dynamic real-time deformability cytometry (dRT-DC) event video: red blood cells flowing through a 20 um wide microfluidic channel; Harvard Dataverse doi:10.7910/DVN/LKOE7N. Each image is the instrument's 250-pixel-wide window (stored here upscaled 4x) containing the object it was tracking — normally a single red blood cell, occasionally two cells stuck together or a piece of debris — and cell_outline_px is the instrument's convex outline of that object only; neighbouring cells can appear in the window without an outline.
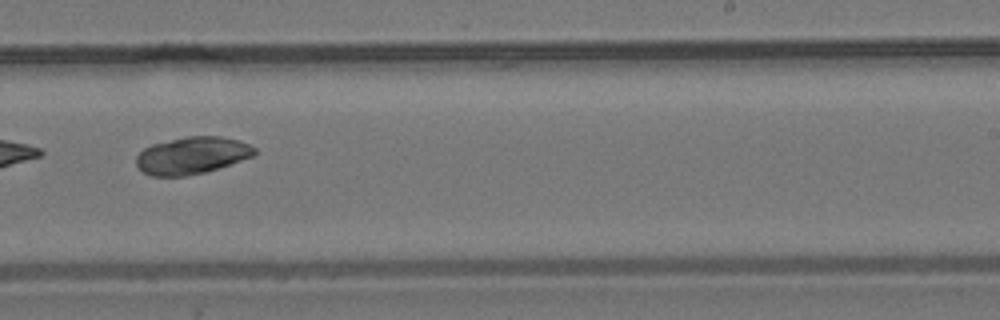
{"species": "common noctule bat (a hibernating species)", "species_latin": "Nyctalus noctula", "temperature_condition": "room temperature", "stored_images_in_passage": 14, "camera_frame_rate_fps": 3000, "um_per_image_px": 0.085, "animal": {"sex": "male", "body_mass_g": 19.2, "forearm_length_mm": 51.8}, "frame": {"image": 1, "passage_image": 8, "time_ms": 2.333, "image_size_px": [1000, 320], "cell_outline_px": [[256, 156], [204, 172], [184, 176], [152, 176], [144, 172], [136, 164], [136, 156], [144, 148], [152, 144], [188, 136], [220, 136], [236, 140], [248, 144], [256, 148]], "centroid_in_image_um": [16.33, 13.21], "position_along_channel_um": 272.7, "area_um2": 25.43}}
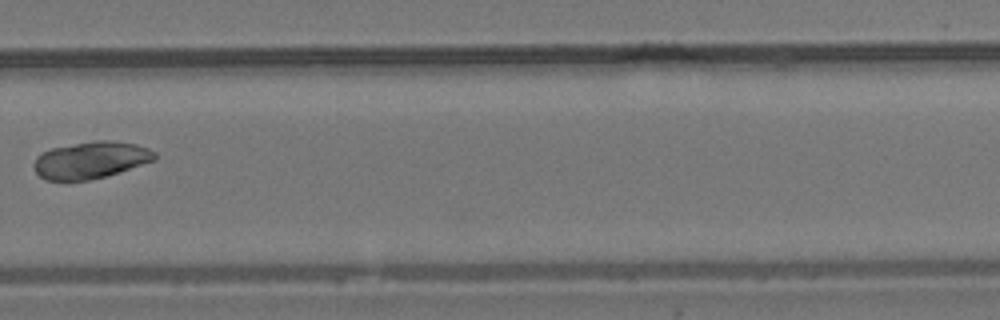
{"frame": {"image": 2, "passage_image": 9, "time_ms": 2.667, "image_size_px": [1000, 320], "cell_outline_px": [[156, 160], [108, 176], [88, 180], [44, 180], [36, 172], [32, 164], [36, 156], [52, 148], [96, 140], [112, 140], [136, 144], [148, 148], [156, 152]], "centroid_in_image_um": [7.73, 13.61], "position_along_channel_um": 322.1, "area_um2": 26.13}}
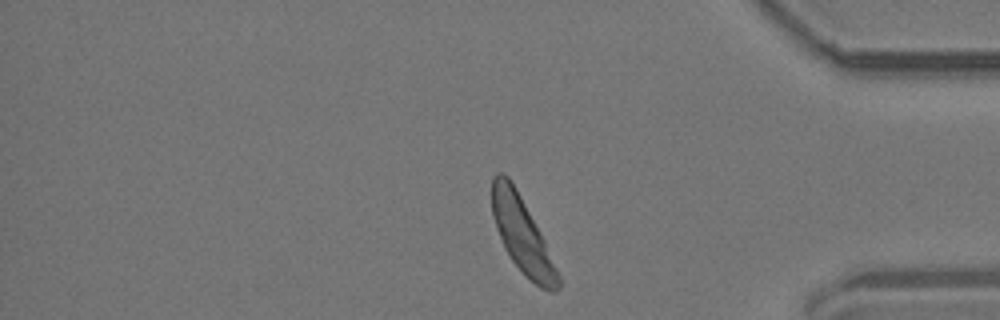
{"frame": {"image": 3, "passage_image": 14, "time_ms": 4.333, "image_size_px": [1000, 320], "cell_outline_px": [[560, 288], [556, 292], [552, 292], [540, 288], [512, 260], [504, 248], [496, 228], [492, 212], [492, 176], [496, 172], [504, 172], [508, 176], [516, 188], [540, 232], [544, 240], [560, 276]], "centroid_in_image_um": [44.37, 19.94], "position_along_channel_um": 390.8, "area_um2": 28.61}}